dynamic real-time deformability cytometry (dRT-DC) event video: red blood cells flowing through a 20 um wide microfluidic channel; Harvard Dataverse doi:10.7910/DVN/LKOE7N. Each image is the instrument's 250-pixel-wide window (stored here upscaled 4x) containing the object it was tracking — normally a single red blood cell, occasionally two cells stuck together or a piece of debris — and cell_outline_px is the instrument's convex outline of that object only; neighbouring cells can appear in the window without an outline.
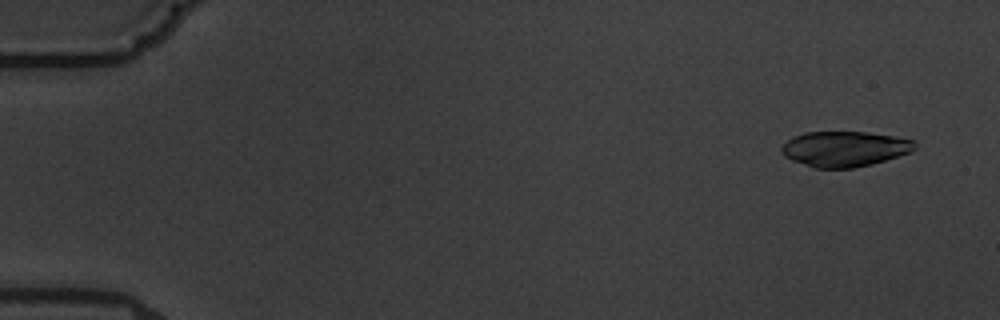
{"species": "common noctule bat (a hibernating species)", "species_latin": "Nyctalus noctula", "temperature_condition": "warm", "stored_images_in_passage": 6, "camera_frame_rate_fps": 3000, "um_per_image_px": 0.085, "animal": {"sex": "male", "body_mass_g": 19.5, "forearm_length_mm": 54.6}, "frame": {"image": 1, "passage_image": 2, "time_ms": 1.0, "image_size_px": [1000, 320], "cell_outline_px": [[916, 148], [912, 152], [872, 164], [852, 168], [812, 168], [792, 160], [784, 156], [780, 148], [788, 140], [804, 132], [868, 132], [916, 140]], "centroid_in_image_um": [71.81, 12.66], "position_along_channel_um": 13.2, "area_um2": 27.51}}